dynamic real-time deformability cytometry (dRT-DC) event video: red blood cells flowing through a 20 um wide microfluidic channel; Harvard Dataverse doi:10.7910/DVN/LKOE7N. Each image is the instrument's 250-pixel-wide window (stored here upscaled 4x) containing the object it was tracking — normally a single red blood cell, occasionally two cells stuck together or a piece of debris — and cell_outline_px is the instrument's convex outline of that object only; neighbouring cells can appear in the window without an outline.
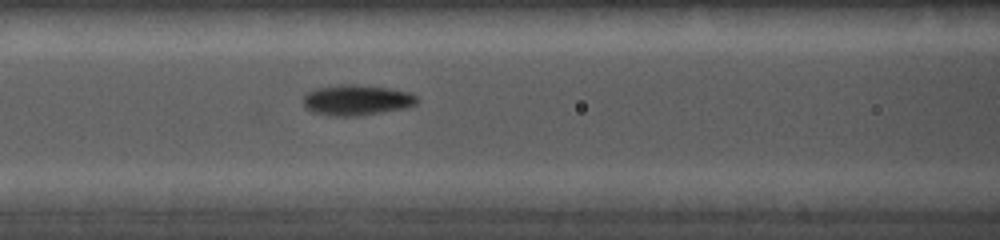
{"species": "common noctule bat (a hibernating species)", "species_latin": "Nyctalus noctula", "temperature_condition": "cold", "stored_images_in_passage": 11, "camera_frame_rate_fps": 5000, "um_per_image_px": 0.085, "animal": {"sex": "female", "body_mass_g": 19.0, "forearm_length_mm": 56.7}, "frame": {"image": 1, "passage_image": 10, "time_ms": 5.6, "image_size_px": [1000, 240], "cell_outline_px": [[416, 104], [408, 108], [356, 116], [328, 116], [312, 112], [304, 104], [304, 96], [308, 92], [316, 88], [344, 84], [352, 84], [388, 88], [408, 92], [416, 96]], "centroid_in_image_um": [30.31, 8.51], "position_along_channel_um": 136.3, "area_um2": 20.11}}